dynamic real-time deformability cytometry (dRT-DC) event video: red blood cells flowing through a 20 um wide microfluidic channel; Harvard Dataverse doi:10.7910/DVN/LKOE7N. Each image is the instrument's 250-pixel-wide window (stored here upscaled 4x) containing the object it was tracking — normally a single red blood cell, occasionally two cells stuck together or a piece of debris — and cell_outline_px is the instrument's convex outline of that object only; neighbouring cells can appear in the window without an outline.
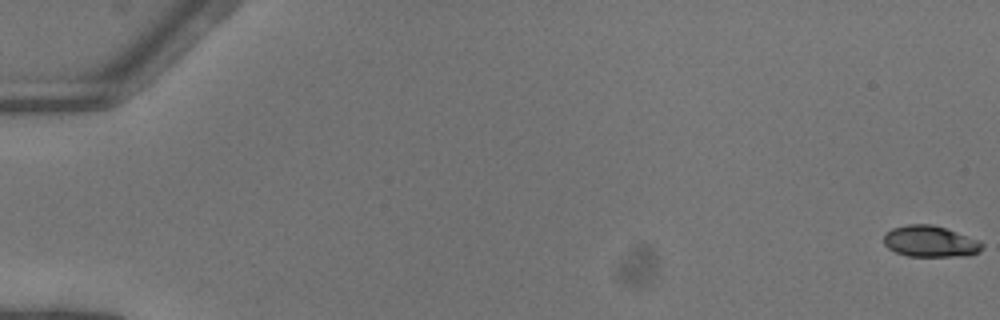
{"species": "common noctule bat (a hibernating species)", "species_latin": "Nyctalus noctula", "temperature_condition": "warm", "stored_images_in_passage": 52, "camera_frame_rate_fps": 3000, "um_per_image_px": 0.085, "animal": {"sex": "female"}, "frame": {"image": 1, "passage_image": 1, "time_ms": 0.0, "image_size_px": [1000, 320], "cell_outline_px": [[984, 248], [980, 252], [968, 256], [908, 256], [896, 252], [888, 248], [884, 244], [884, 232], [892, 228], [908, 224], [932, 224], [980, 240], [984, 244]], "centroid_in_image_um": [79.09, 20.52], "position_along_channel_um": 5.9, "area_um2": 18.09}}
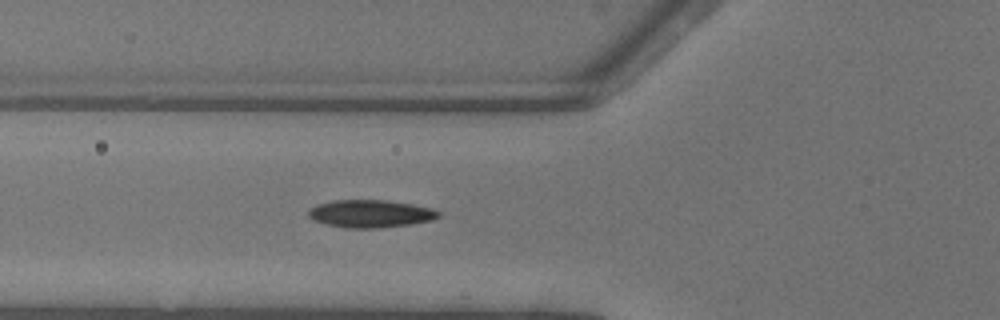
{"frame": {"image": 2, "passage_image": 21, "time_ms": 6.667, "image_size_px": [1000, 320], "cell_outline_px": [[440, 216], [432, 220], [408, 224], [376, 228], [344, 228], [312, 220], [308, 216], [308, 212], [316, 204], [332, 200], [388, 200], [412, 204], [432, 208], [440, 212]], "centroid_in_image_um": [31.47, 18.15], "position_along_channel_um": 94.3, "area_um2": 20.92}}
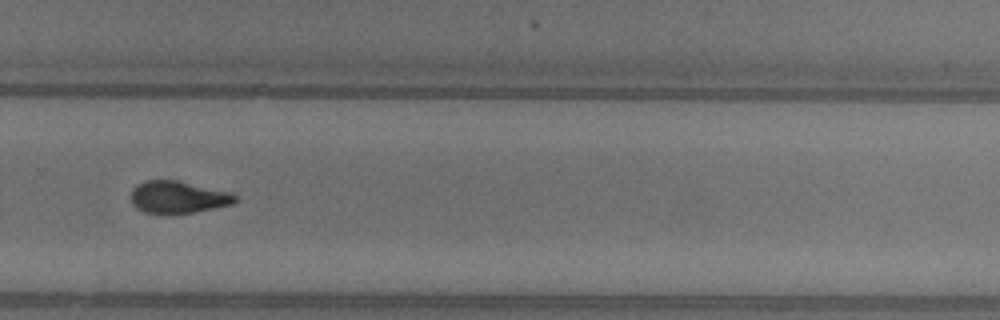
{"frame": {"image": 3, "passage_image": 37, "time_ms": 12.0, "image_size_px": [1000, 320], "cell_outline_px": [[240, 200], [232, 204], [192, 212], [144, 212], [136, 208], [132, 204], [132, 188], [136, 184], [144, 180], [176, 180], [232, 192], [240, 196]], "centroid_in_image_um": [15.18, 16.72], "position_along_channel_um": 314.6, "area_um2": 19.42}, "authors_computed_cell_mechanics": {"area_um2": 19.5364, "velocity_mm_per_s": 4.1297, "shape_relaxation_time_tau1_ms": 3.3822, "shape_relaxation_time_tau2_ms": 4.6995, "deformation_change_tau1": 0.1467, "deformation_change_tau2": 0.1022}}